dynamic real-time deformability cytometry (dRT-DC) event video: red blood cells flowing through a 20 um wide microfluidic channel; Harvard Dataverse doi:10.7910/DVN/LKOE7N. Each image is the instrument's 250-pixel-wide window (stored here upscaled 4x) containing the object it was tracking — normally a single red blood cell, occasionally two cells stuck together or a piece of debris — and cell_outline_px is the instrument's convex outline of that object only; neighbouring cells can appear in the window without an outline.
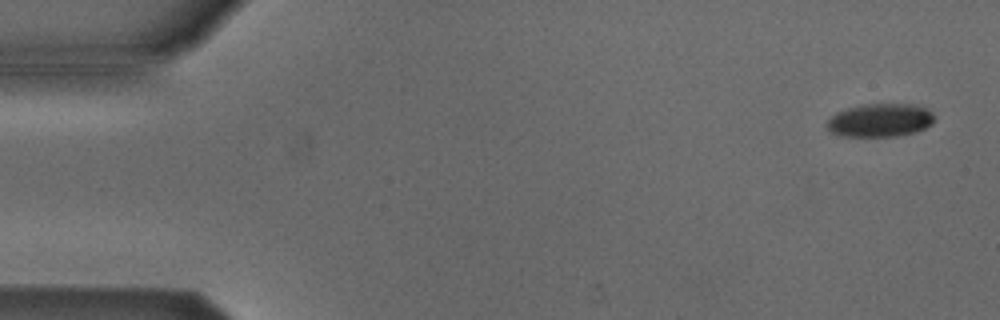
{"species": "Egyptian fruit bat (a non-hibernating species)", "species_latin": "Rousettus aegyptiacus", "temperature_condition": "cold", "stored_images_in_passage": 5, "segment_of_instrument_passage": [1, 2], "camera_frame_rate_fps": 3000, "um_per_image_px": 0.085, "animal": {"sex": "male"}, "frame": {"image": 1, "passage_image": 1, "time_ms": 0.0, "image_size_px": [1000, 320], "cell_outline_px": [[936, 120], [932, 124], [924, 128], [912, 132], [896, 136], [836, 136], [828, 132], [828, 120], [836, 112], [848, 108], [868, 104], [912, 104], [928, 108], [932, 112]], "centroid_in_image_um": [74.81, 10.22], "position_along_channel_um": 10.2, "area_um2": 20.87}}